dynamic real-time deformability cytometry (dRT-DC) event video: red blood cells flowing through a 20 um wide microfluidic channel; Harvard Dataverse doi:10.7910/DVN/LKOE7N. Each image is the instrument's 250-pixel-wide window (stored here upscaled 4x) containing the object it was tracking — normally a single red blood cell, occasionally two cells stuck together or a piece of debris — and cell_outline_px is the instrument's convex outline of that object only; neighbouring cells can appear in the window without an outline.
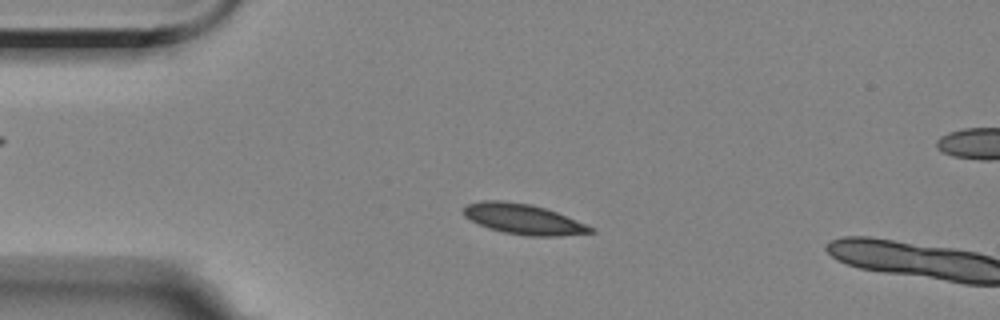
{"species": "Egyptian fruit bat (a non-hibernating species)", "species_latin": "Rousettus aegyptiacus", "temperature_condition": "room temperature", "stored_images_in_passage": 4, "camera_frame_rate_fps": 3000, "um_per_image_px": 0.085, "animal": {"sex": "female"}, "frame": {"image": 1, "passage_image": 3, "time_ms": 2.667, "image_size_px": [1000, 320], "cell_outline_px": [[596, 232], [560, 236], [528, 236], [504, 232], [488, 228], [464, 216], [464, 208], [468, 204], [480, 200], [504, 200], [532, 204], [556, 212], [596, 228]], "centroid_in_image_um": [44.51, 18.62], "position_along_channel_um": 40.5, "area_um2": 22.43}}